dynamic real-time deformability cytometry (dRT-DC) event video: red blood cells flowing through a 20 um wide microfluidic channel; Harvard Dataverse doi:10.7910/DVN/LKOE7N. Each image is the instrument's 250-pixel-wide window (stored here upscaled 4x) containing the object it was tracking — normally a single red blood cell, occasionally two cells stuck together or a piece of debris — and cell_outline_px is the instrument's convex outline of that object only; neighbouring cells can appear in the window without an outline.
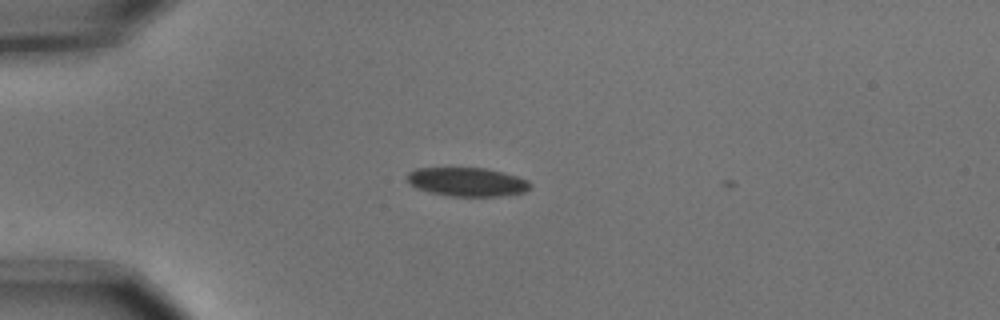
{"species": "common noctule bat (a hibernating species)", "species_latin": "Nyctalus noctula", "temperature_condition": "cold", "stored_images_in_passage": 4, "camera_frame_rate_fps": 3000, "um_per_image_px": 0.085, "animal": {"sex": "male", "body_mass_g": 15.6}, "frame": {"image": 1, "passage_image": 2, "time_ms": 0.333, "image_size_px": [1000, 320], "cell_outline_px": [[532, 184], [524, 192], [500, 196], [452, 196], [428, 192], [416, 188], [408, 180], [408, 172], [416, 168], [488, 168], [504, 172], [528, 180]], "centroid_in_image_um": [39.72, 15.45], "position_along_channel_um": 45.3, "area_um2": 20.58}}